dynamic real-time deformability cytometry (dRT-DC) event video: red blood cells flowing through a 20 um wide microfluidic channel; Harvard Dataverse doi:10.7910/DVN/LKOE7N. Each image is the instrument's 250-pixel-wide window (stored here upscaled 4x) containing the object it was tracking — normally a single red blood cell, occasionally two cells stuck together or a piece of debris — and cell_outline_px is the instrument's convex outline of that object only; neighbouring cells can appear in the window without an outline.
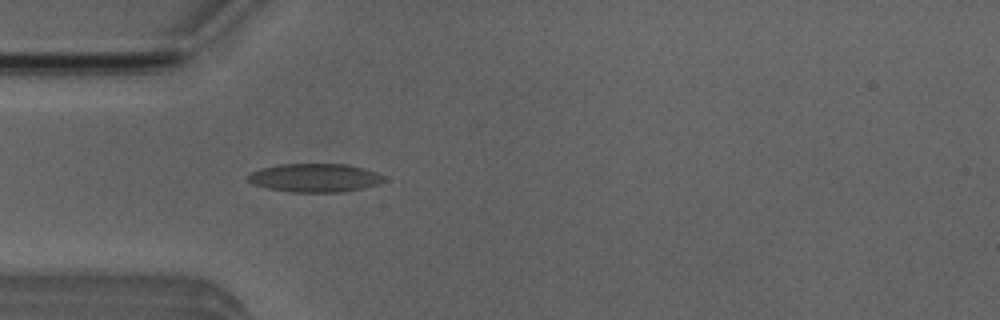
{"species": "Egyptian fruit bat (a non-hibernating species)", "species_latin": "Rousettus aegyptiacus", "temperature_condition": "room temperature", "stored_images_in_passage": 38, "camera_frame_rate_fps": 3000, "um_per_image_px": 0.085, "animal": {"sex": "male"}, "frame": {"image": 1, "passage_image": 6, "time_ms": 1.667, "image_size_px": [1000, 320], "cell_outline_px": [[384, 180], [380, 184], [364, 188], [340, 192], [288, 192], [268, 188], [252, 184], [248, 180], [248, 176], [252, 172], [260, 168], [280, 164], [348, 164], [376, 172], [384, 176]], "centroid_in_image_um": [26.76, 15.12], "position_along_channel_um": 58.2, "area_um2": 22.6}}
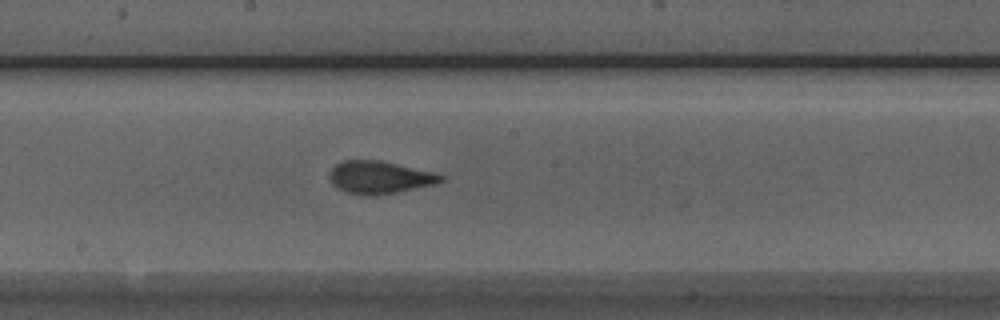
{"frame": {"image": 2, "passage_image": 18, "time_ms": 5.667, "image_size_px": [1000, 320], "cell_outline_px": [[444, 180], [436, 184], [396, 192], [372, 196], [364, 196], [348, 192], [336, 188], [332, 184], [328, 176], [328, 172], [336, 164], [344, 160], [380, 160], [436, 172], [444, 176]], "centroid_in_image_um": [32.26, 15.07], "position_along_channel_um": 215.9, "area_um2": 21.39}}
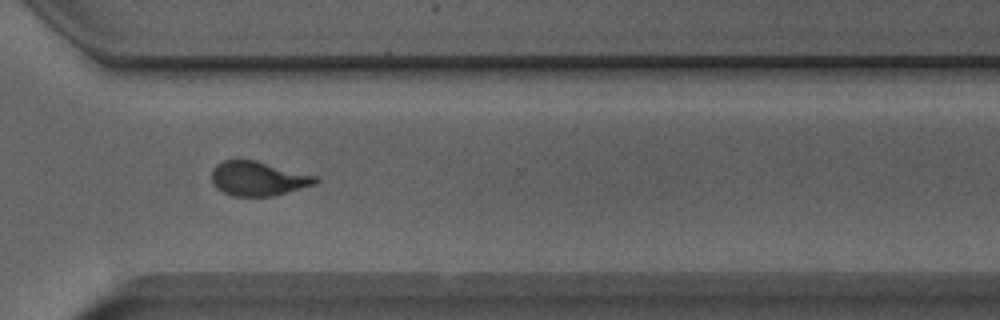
{"frame": {"image": 3, "passage_image": 28, "time_ms": 9.0, "image_size_px": [1000, 320], "cell_outline_px": [[320, 180], [316, 184], [272, 196], [232, 196], [216, 188], [212, 184], [212, 168], [216, 164], [224, 160], [256, 160], [316, 176]], "centroid_in_image_um": [21.92, 15.18], "position_along_channel_um": 348.7, "area_um2": 20.75}, "authors_computed_cell_mechanics": {"area_um2": 20.7791, "velocity_mm_per_s": 3.9871, "shape_relaxation_time_tau1_ms": 4.2391, "shape_relaxation_time_tau2_ms": 0.8656, "deformation_change_tau1": 0.1662, "deformation_change_tau2": 0.067}}